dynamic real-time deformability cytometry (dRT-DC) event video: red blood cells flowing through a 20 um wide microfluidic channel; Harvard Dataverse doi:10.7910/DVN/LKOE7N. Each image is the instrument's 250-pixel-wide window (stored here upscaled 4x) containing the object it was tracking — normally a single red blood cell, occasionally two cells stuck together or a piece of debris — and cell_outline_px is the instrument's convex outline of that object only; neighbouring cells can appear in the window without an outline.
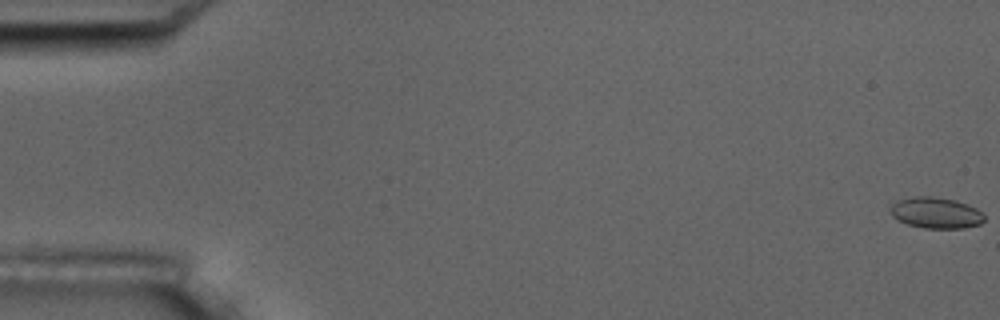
{"species": "common noctule bat (a hibernating species)", "species_latin": "Nyctalus noctula", "temperature_condition": "room temperature", "stored_images_in_passage": 6, "camera_frame_rate_fps": 3000, "um_per_image_px": 0.085, "animal": {"sex": "male", "body_mass_g": 17.5, "forearm_length_mm": 52.3}, "frame": {"image": 1, "passage_image": 1, "time_ms": 0.0, "image_size_px": [1000, 320], "cell_outline_px": [[984, 220], [980, 224], [964, 228], [924, 228], [908, 224], [896, 220], [892, 216], [892, 204], [896, 200], [912, 196], [932, 196], [956, 200], [976, 208], [984, 216]], "centroid_in_image_um": [79.53, 18.08], "position_along_channel_um": 5.5, "area_um2": 16.99}}
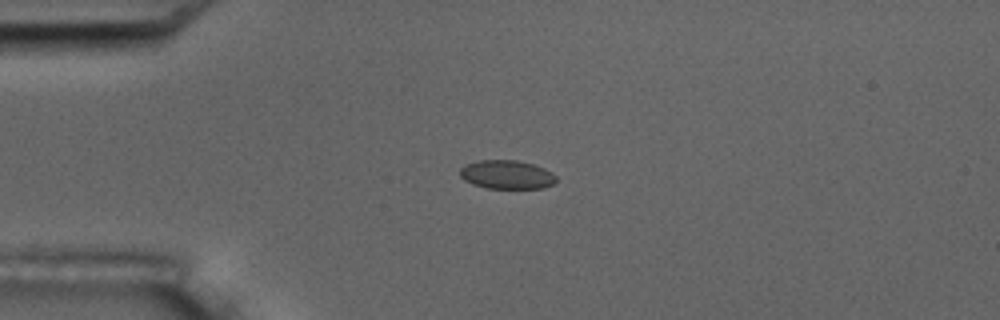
{"frame": {"image": 2, "passage_image": 5, "time_ms": 4.667, "image_size_px": [1000, 320], "cell_outline_px": [[556, 180], [552, 184], [544, 188], [488, 188], [472, 184], [464, 180], [460, 176], [460, 168], [464, 164], [476, 160], [516, 160], [532, 164], [544, 168], [552, 172], [556, 176]], "centroid_in_image_um": [43.05, 14.83], "position_along_channel_um": 42.0, "area_um2": 16.18}}
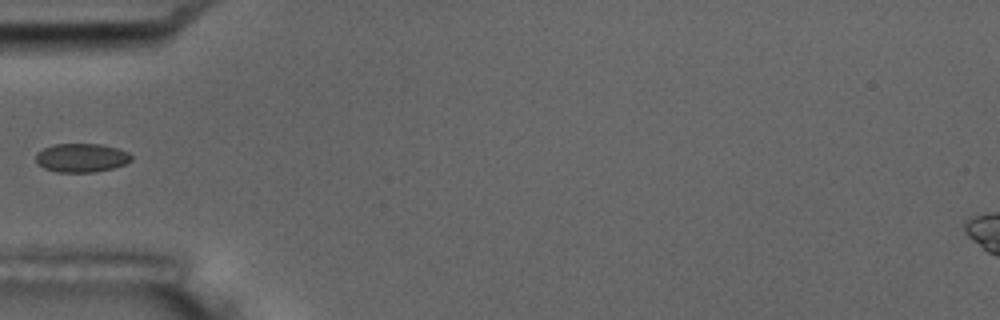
{"frame": {"image": 3, "passage_image": 6, "time_ms": 6.333, "image_size_px": [1000, 320], "cell_outline_px": [[132, 160], [124, 164], [112, 168], [96, 172], [56, 172], [44, 168], [36, 164], [36, 152], [52, 144], [100, 144], [120, 148], [128, 152], [132, 156]], "centroid_in_image_um": [6.91, 13.41], "position_along_channel_um": 78.1, "area_um2": 16.18}}